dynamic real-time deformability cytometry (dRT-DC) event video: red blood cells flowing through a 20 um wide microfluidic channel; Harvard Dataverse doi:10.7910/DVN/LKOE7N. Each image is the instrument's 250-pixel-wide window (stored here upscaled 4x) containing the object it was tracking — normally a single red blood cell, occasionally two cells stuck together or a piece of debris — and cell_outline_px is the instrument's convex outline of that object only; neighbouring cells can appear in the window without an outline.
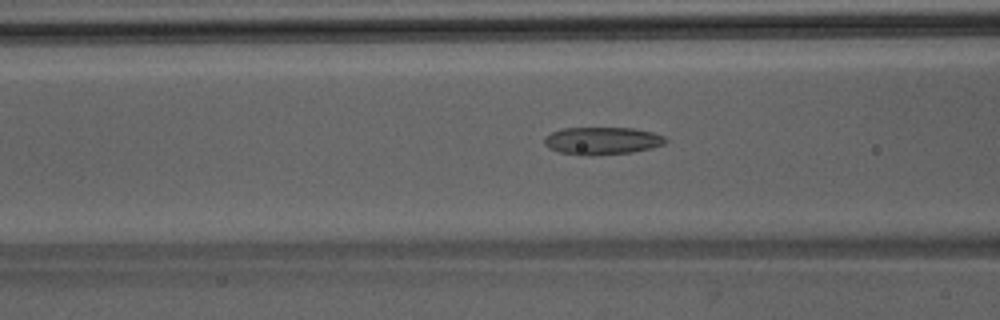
{"species": "Egyptian fruit bat (a non-hibernating species)", "species_latin": "Rousettus aegyptiacus", "temperature_condition": "room temperature", "stored_images_in_passage": 42, "segment_of_instrument_passage": [1, 2], "camera_frame_rate_fps": 3000, "um_per_image_px": 0.085, "animal": {"sex": "male"}, "frame": {"image": 1, "passage_image": 12, "time_ms": 3.667, "image_size_px": [1000, 320], "cell_outline_px": [[668, 140], [664, 144], [652, 148], [632, 152], [596, 156], [584, 156], [560, 152], [548, 148], [544, 144], [544, 136], [552, 132], [564, 128], [632, 128], [652, 132], [664, 136]], "centroid_in_image_um": [51.17, 11.98], "position_along_channel_um": 115.4, "area_um2": 19.65}}
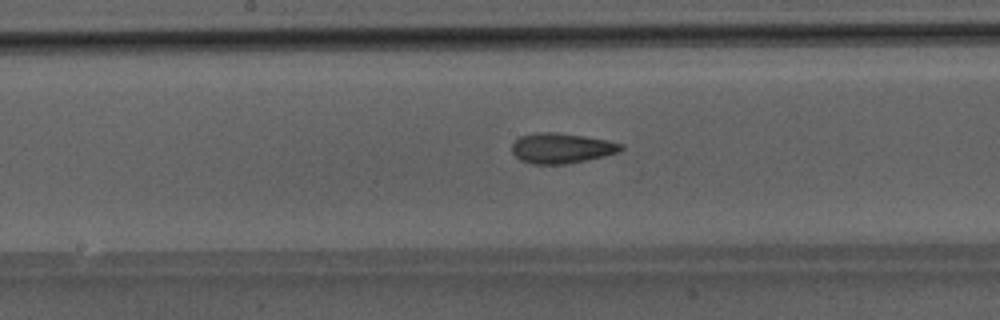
{"frame": {"image": 2, "passage_image": 18, "time_ms": 5.667, "image_size_px": [1000, 320], "cell_outline_px": [[624, 148], [620, 152], [604, 156], [568, 164], [532, 164], [520, 160], [512, 152], [512, 144], [520, 136], [536, 132], [556, 132], [584, 136], [608, 140], [624, 144]], "centroid_in_image_um": [47.75, 12.59], "position_along_channel_um": 200.5, "area_um2": 19.36}}
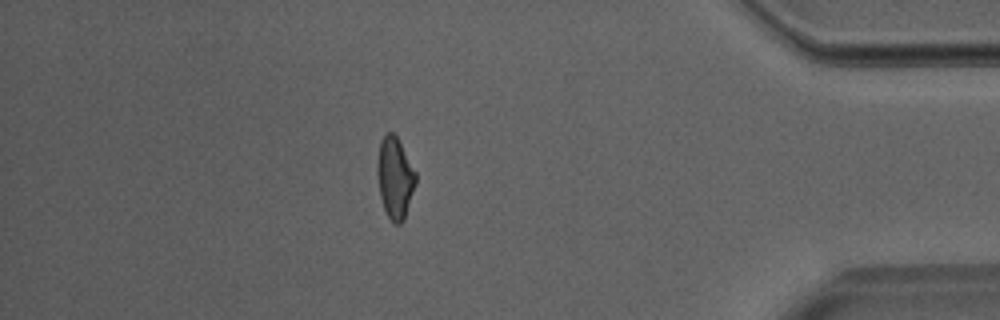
{"frame": {"image": 3, "passage_image": 35, "time_ms": 11.333, "image_size_px": [1000, 320], "cell_outline_px": [[416, 184], [404, 220], [400, 224], [392, 224], [384, 208], [380, 196], [376, 172], [376, 164], [380, 140], [388, 132], [392, 132], [396, 136], [416, 172]], "centroid_in_image_um": [33.56, 15.14], "position_along_channel_um": 401.6, "area_um2": 18.32}}